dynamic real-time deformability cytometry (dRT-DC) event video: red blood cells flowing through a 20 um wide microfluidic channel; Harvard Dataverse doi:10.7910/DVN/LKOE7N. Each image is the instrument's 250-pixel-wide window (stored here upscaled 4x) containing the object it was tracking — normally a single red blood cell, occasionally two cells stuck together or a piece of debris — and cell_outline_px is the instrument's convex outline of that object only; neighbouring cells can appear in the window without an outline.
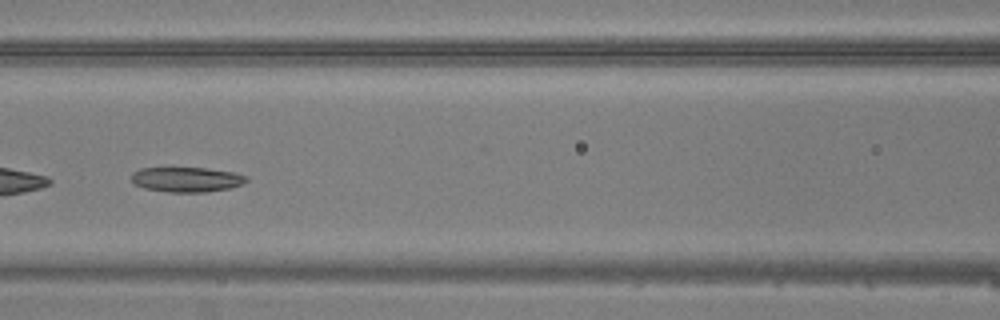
{"species": "common noctule bat (a hibernating species)", "species_latin": "Nyctalus noctula", "temperature_condition": "warm", "stored_images_in_passage": 27, "camera_frame_rate_fps": 3000, "um_per_image_px": 0.085, "animal": {"sex": "male", "body_mass_g": 20.5, "forearm_length_mm": 52.5}, "frame": {"image": 1, "passage_image": 8, "time_ms": 2.333, "image_size_px": [1000, 320], "cell_outline_px": [[248, 180], [244, 184], [228, 188], [204, 192], [168, 192], [144, 188], [132, 184], [132, 172], [140, 168], [208, 168], [236, 172], [248, 176]], "centroid_in_image_um": [15.88, 15.25], "position_along_channel_um": 150.7, "area_um2": 16.88}}